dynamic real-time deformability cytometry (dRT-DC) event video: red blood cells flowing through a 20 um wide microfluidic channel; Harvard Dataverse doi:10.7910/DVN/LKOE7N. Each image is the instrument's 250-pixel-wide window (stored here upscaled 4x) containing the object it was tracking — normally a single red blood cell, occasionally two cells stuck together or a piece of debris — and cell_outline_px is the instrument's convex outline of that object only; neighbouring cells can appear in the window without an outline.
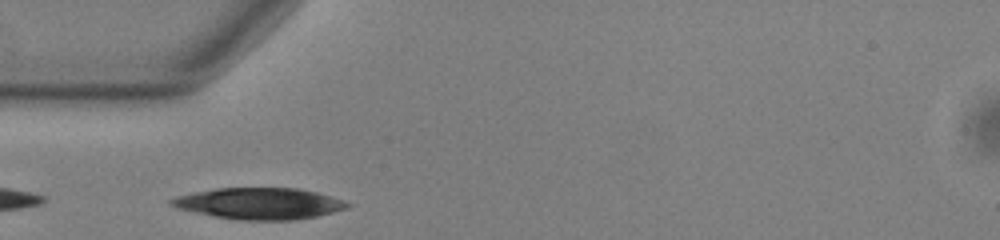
{"species": "common noctule bat (a hibernating species)", "species_latin": "Nyctalus noctula", "temperature_condition": "warm", "stored_images_in_passage": 14, "camera_frame_rate_fps": 3000, "um_per_image_px": 0.085, "animal": {"sex": "male", "body_mass_g": 13.0, "forearm_length_mm": 53.1}, "frame": {"image": 1, "passage_image": 1, "time_ms": 0.0, "image_size_px": [1000, 240], "cell_outline_px": [[352, 204], [348, 208], [316, 216], [292, 220], [240, 220], [216, 216], [176, 208], [168, 204], [168, 200], [176, 196], [216, 188], [296, 188], [316, 192], [332, 196], [344, 200]], "centroid_in_image_um": [22.05, 17.29], "position_along_channel_um": 62.9, "area_um2": 32.08}}
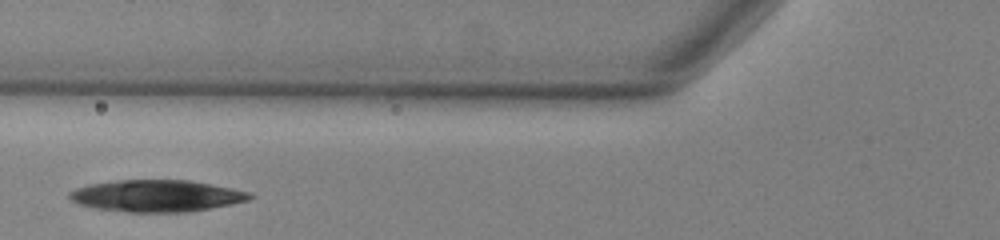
{"frame": {"image": 2, "passage_image": 5, "time_ms": 1.333, "image_size_px": [1000, 240], "cell_outline_px": [[256, 196], [252, 200], [208, 208], [184, 212], [128, 212], [96, 208], [76, 204], [68, 196], [68, 192], [76, 188], [88, 184], [116, 180], [188, 180], [248, 192]], "centroid_in_image_um": [13.25, 16.65], "position_along_channel_um": 112.5, "area_um2": 33.23}}
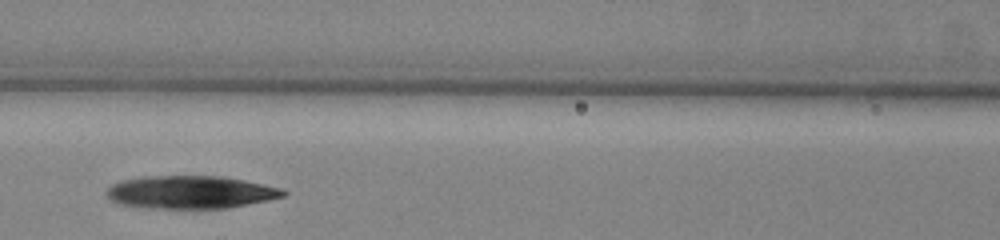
{"frame": {"image": 3, "passage_image": 8, "time_ms": 2.333, "image_size_px": [1000, 240], "cell_outline_px": [[288, 192], [284, 196], [268, 200], [228, 208], [144, 208], [120, 204], [112, 200], [104, 192], [112, 184], [124, 180], [144, 176], [224, 176], [284, 188]], "centroid_in_image_um": [16.22, 16.33], "position_along_channel_um": 150.4, "area_um2": 33.93}}